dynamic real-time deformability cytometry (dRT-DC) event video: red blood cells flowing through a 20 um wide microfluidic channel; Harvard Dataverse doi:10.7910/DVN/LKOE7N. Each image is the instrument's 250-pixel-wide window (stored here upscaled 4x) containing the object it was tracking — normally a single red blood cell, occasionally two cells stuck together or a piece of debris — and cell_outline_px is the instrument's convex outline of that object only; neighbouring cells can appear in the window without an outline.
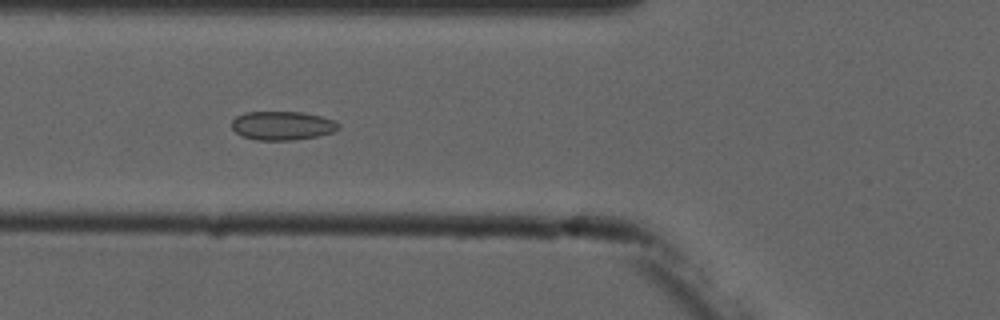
{"species": "common noctule bat (a hibernating species)", "species_latin": "Nyctalus noctula", "temperature_condition": "cold", "stored_images_in_passage": 14, "camera_frame_rate_fps": 3000, "um_per_image_px": 0.085, "animal": {"sex": "male", "forearm_length_mm": 52.5}, "frame": {"image": 1, "passage_image": 5, "time_ms": 6.0, "image_size_px": [1000, 320], "cell_outline_px": [[340, 128], [332, 132], [316, 136], [292, 140], [256, 140], [240, 136], [232, 128], [232, 120], [236, 116], [244, 112], [300, 112], [320, 116], [332, 120], [340, 124]], "centroid_in_image_um": [23.96, 10.68], "position_along_channel_um": 101.8, "area_um2": 17.86}}
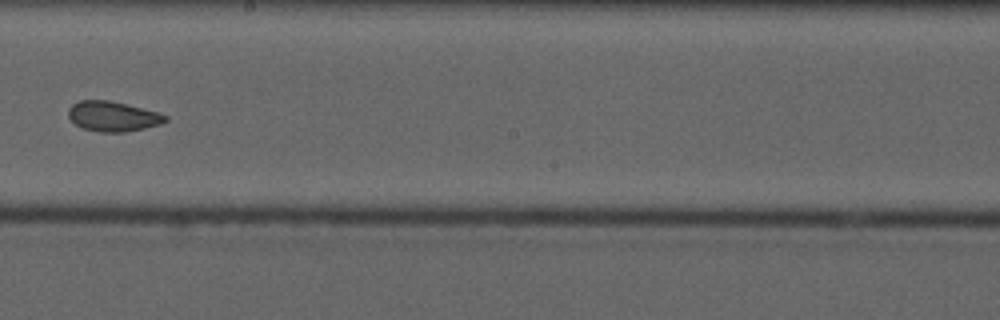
{"frame": {"image": 2, "passage_image": 8, "time_ms": 9.667, "image_size_px": [1000, 320], "cell_outline_px": [[168, 120], [160, 124], [144, 128], [124, 132], [100, 132], [84, 128], [76, 124], [68, 116], [68, 108], [72, 104], [80, 100], [108, 100], [156, 112], [168, 116]], "centroid_in_image_um": [9.57, 9.89], "position_along_channel_um": 238.6, "area_um2": 16.7}}
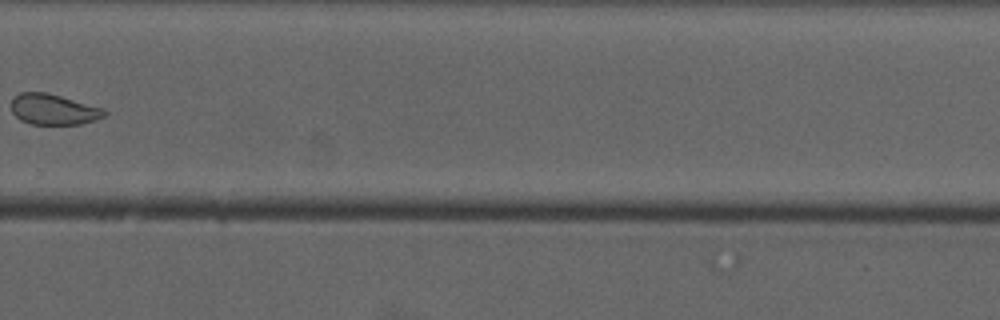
{"frame": {"image": 3, "passage_image": 10, "time_ms": 12.0, "image_size_px": [1000, 320], "cell_outline_px": [[108, 112], [104, 116], [80, 124], [32, 124], [20, 120], [12, 112], [12, 96], [20, 92], [44, 92], [60, 96], [104, 108]], "centroid_in_image_um": [4.52, 9.29], "position_along_channel_um": 325.3, "area_um2": 16.53}, "authors_computed_cell_mechanics": {"area_um2": 18.3226, "velocity_mm_per_s": 3.7349, "shape_relaxation_time_tau1_ms": null, "shape_relaxation_time_tau2_ms": 0.6213, "deformation_change_tau1": null, "deformation_change_tau2": 0.0243}}